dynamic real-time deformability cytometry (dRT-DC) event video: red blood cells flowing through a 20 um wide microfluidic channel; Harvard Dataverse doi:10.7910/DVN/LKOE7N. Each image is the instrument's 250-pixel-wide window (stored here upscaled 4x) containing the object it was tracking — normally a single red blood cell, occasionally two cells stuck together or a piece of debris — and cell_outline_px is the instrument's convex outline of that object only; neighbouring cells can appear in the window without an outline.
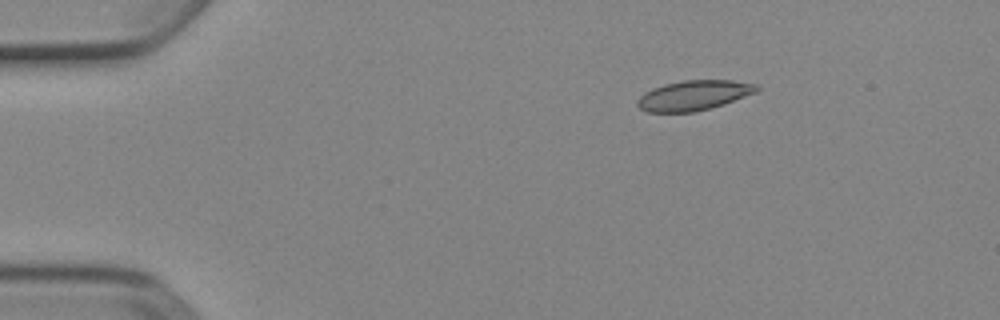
{"species": "Egyptian fruit bat (a non-hibernating species)", "species_latin": "Rousettus aegyptiacus", "temperature_condition": "cold", "stored_images_in_passage": 3, "camera_frame_rate_fps": 3000, "um_per_image_px": 0.085, "animal": {"sex": "female"}, "frame": {"image": 1, "passage_image": 1, "time_ms": 0.0, "image_size_px": [1000, 320], "cell_outline_px": [[760, 88], [756, 92], [724, 104], [692, 112], [648, 112], [640, 108], [636, 104], [636, 100], [644, 92], [652, 88], [664, 84], [684, 80], [732, 80], [756, 84]], "centroid_in_image_um": [58.94, 8.1], "position_along_channel_um": 26.1, "area_um2": 20.75}}
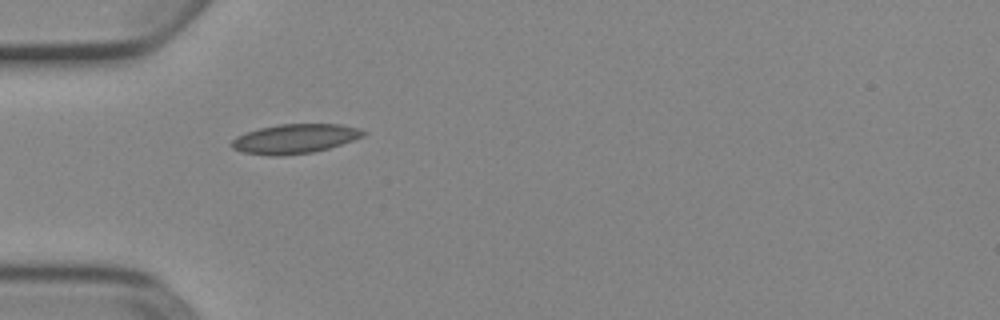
{"frame": {"image": 2, "passage_image": 3, "time_ms": 0.667, "image_size_px": [1000, 320], "cell_outline_px": [[368, 132], [364, 136], [328, 148], [312, 152], [280, 156], [276, 156], [244, 152], [232, 148], [232, 140], [236, 136], [260, 128], [280, 124], [340, 124], [360, 128]], "centroid_in_image_um": [25.09, 11.78], "position_along_channel_um": 59.9, "area_um2": 22.31}}